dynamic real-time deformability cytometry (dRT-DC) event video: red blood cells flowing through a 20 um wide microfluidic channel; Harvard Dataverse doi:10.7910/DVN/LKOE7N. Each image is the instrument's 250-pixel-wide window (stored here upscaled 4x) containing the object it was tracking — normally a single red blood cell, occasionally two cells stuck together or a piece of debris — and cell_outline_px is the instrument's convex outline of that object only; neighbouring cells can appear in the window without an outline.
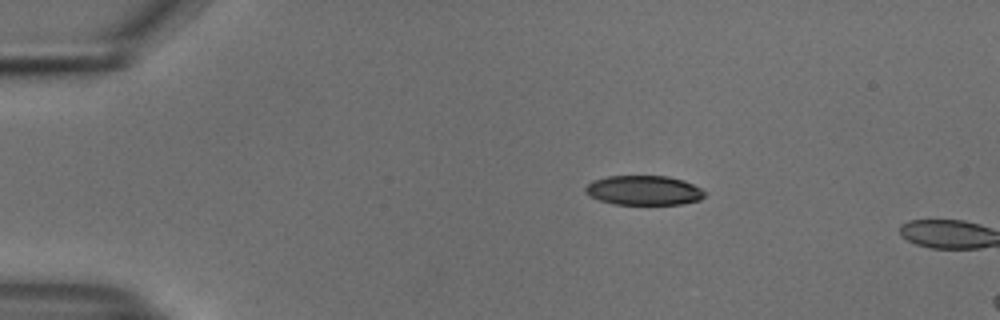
{"species": "common noctule bat (a hibernating species)", "species_latin": "Nyctalus noctula", "temperature_condition": "cold", "stored_images_in_passage": 2, "camera_frame_rate_fps": 3000, "um_per_image_px": 0.085, "animal": {"sex": "male", "body_mass_g": 18.8}, "frame": {"image": 1, "passage_image": 1, "time_ms": 0.0, "image_size_px": [1000, 320], "cell_outline_px": [[704, 196], [700, 200], [680, 204], [612, 204], [588, 196], [584, 192], [584, 188], [592, 180], [608, 176], [668, 176], [684, 180], [700, 188], [704, 192]], "centroid_in_image_um": [54.68, 16.18], "position_along_channel_um": 30.3, "area_um2": 20.58}}